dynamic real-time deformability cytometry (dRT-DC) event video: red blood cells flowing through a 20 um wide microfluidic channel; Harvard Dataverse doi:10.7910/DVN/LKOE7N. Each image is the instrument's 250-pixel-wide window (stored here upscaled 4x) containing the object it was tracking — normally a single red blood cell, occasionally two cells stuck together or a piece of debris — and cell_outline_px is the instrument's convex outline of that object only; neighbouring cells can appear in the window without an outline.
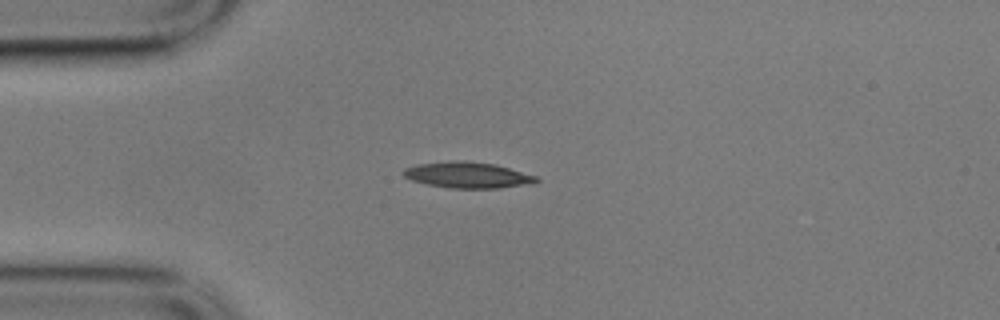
{"species": "common noctule bat (a hibernating species)", "species_latin": "Nyctalus noctula", "temperature_condition": "cold", "stored_images_in_passage": 3, "camera_frame_rate_fps": 3000, "um_per_image_px": 0.085, "animal": {"sex": "male", "body_mass_g": 17.9}, "frame": {"image": 1, "passage_image": 2, "time_ms": 0.333, "image_size_px": [1000, 320], "cell_outline_px": [[540, 180], [532, 184], [500, 188], [452, 188], [428, 184], [412, 180], [404, 176], [400, 172], [404, 168], [416, 164], [452, 160], [464, 160], [496, 164], [536, 176]], "centroid_in_image_um": [39.74, 14.87], "position_along_channel_um": 45.3, "area_um2": 20.29}}
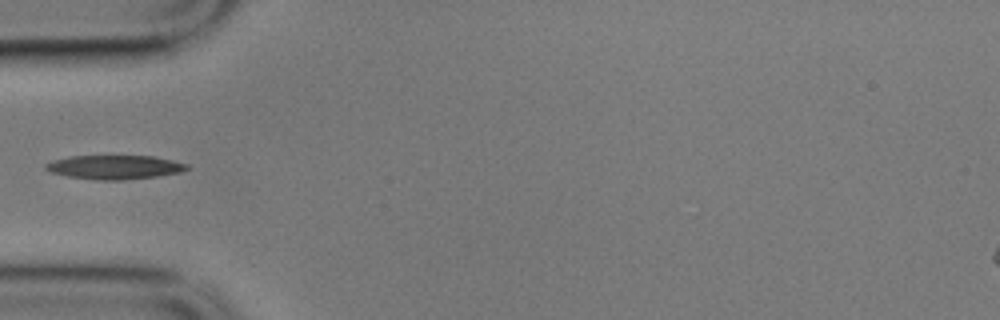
{"frame": {"image": 2, "passage_image": 3, "time_ms": 0.667, "image_size_px": [1000, 320], "cell_outline_px": [[188, 168], [180, 172], [156, 176], [120, 180], [96, 180], [68, 176], [52, 172], [44, 168], [44, 164], [52, 160], [72, 156], [152, 156], [172, 160], [188, 164]], "centroid_in_image_um": [9.71, 14.2], "position_along_channel_um": 75.3, "area_um2": 19.54}}